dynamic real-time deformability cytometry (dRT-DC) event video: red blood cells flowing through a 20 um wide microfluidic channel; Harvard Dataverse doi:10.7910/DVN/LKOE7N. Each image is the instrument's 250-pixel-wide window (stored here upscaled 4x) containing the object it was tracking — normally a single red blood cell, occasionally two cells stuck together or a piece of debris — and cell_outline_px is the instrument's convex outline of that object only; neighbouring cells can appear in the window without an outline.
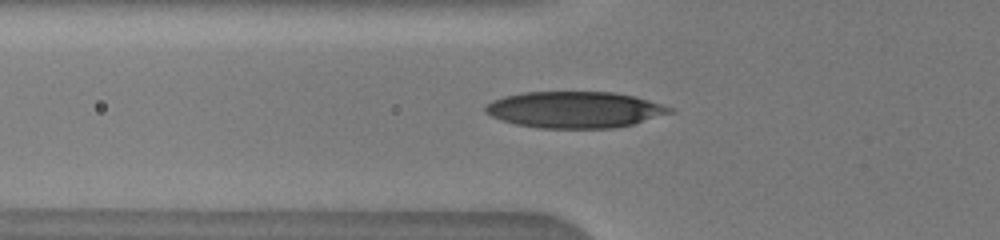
{"species": "human", "species_latin": "Homo sapiens", "temperature_condition": "warm", "stored_images_in_passage": 35, "camera_frame_rate_fps": 3000, "um_per_image_px": 0.085, "donor": {"sex": "male"}, "frame": {"image": 1, "passage_image": 2, "time_ms": 0.333, "image_size_px": [1000, 240], "cell_outline_px": [[676, 112], [632, 124], [612, 128], [540, 128], [516, 124], [500, 120], [484, 112], [484, 108], [492, 100], [504, 96], [524, 92], [616, 92], [636, 96], [672, 108]], "centroid_in_image_um": [48.85, 9.32], "position_along_channel_um": 76.9, "area_um2": 39.13}}
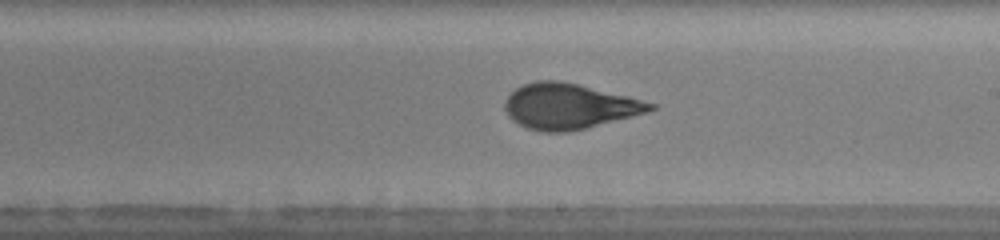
{"frame": {"image": 2, "passage_image": 11, "time_ms": 4.333, "image_size_px": [1000, 240], "cell_outline_px": [[656, 108], [648, 112], [568, 132], [540, 132], [528, 128], [512, 120], [508, 116], [504, 108], [504, 100], [516, 88], [524, 84], [536, 80], [560, 80], [628, 96], [656, 104]], "centroid_in_image_um": [48.34, 9.03], "position_along_channel_um": 240.7, "area_um2": 38.26}}
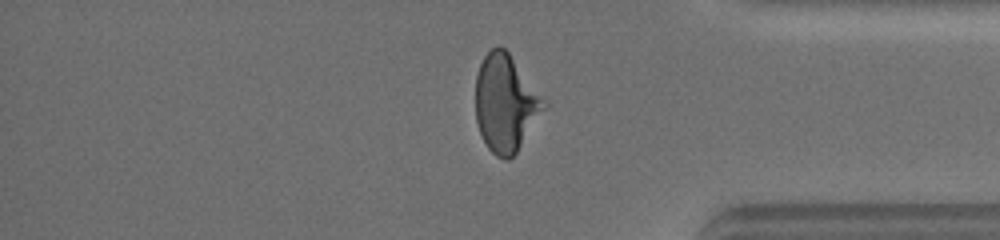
{"frame": {"image": 3, "passage_image": 25, "time_ms": 8.333, "image_size_px": [1000, 240], "cell_outline_px": [[548, 104], [516, 152], [508, 160], [504, 160], [496, 156], [488, 148], [480, 132], [476, 120], [476, 76], [480, 64], [484, 56], [492, 48], [500, 44], [508, 52], [548, 100]], "centroid_in_image_um": [42.99, 8.74], "position_along_channel_um": 392.2, "area_um2": 38.73}}